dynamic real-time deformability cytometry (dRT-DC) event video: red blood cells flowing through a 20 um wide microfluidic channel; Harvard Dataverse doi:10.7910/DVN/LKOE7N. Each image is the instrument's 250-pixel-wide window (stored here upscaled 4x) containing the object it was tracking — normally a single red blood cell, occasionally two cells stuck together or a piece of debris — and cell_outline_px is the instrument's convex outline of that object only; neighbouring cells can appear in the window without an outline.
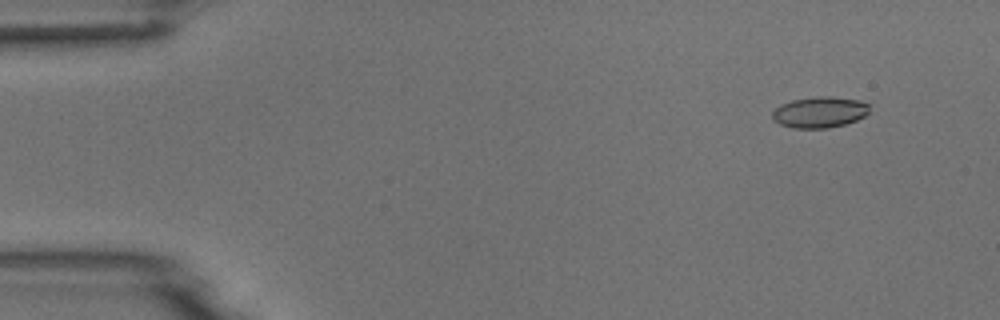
{"species": "common noctule bat (a hibernating species)", "species_latin": "Nyctalus noctula", "temperature_condition": "room temperature", "stored_images_in_passage": 4, "camera_frame_rate_fps": 3000, "um_per_image_px": 0.085, "animal": {"sex": "male", "body_mass_g": 18.8}, "frame": {"image": 1, "passage_image": 1, "time_ms": 0.0, "image_size_px": [1000, 320], "cell_outline_px": [[868, 112], [864, 116], [856, 120], [844, 124], [828, 128], [792, 128], [780, 124], [772, 120], [772, 112], [780, 104], [792, 100], [824, 96], [832, 96], [860, 100], [868, 104]], "centroid_in_image_um": [69.64, 9.54], "position_along_channel_um": 15.4, "area_um2": 17.51}}
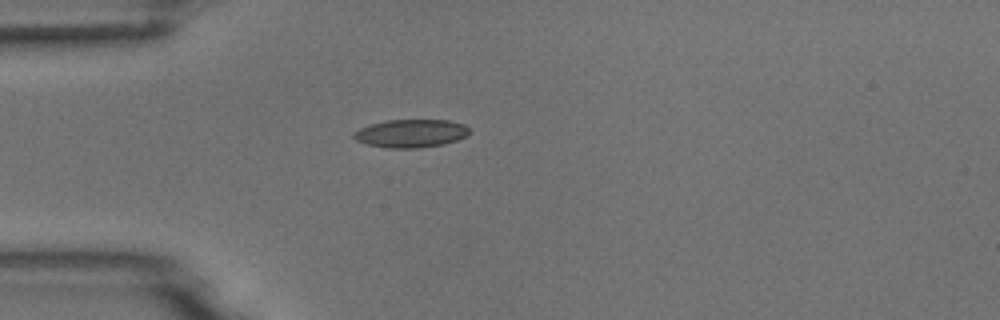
{"frame": {"image": 2, "passage_image": 4, "time_ms": 3.333, "image_size_px": [1000, 320], "cell_outline_px": [[468, 136], [444, 144], [416, 148], [388, 148], [368, 144], [356, 140], [352, 136], [352, 132], [360, 128], [372, 124], [388, 120], [448, 120], [464, 124], [468, 128]], "centroid_in_image_um": [34.92, 11.34], "position_along_channel_um": 50.1, "area_um2": 18.84}}